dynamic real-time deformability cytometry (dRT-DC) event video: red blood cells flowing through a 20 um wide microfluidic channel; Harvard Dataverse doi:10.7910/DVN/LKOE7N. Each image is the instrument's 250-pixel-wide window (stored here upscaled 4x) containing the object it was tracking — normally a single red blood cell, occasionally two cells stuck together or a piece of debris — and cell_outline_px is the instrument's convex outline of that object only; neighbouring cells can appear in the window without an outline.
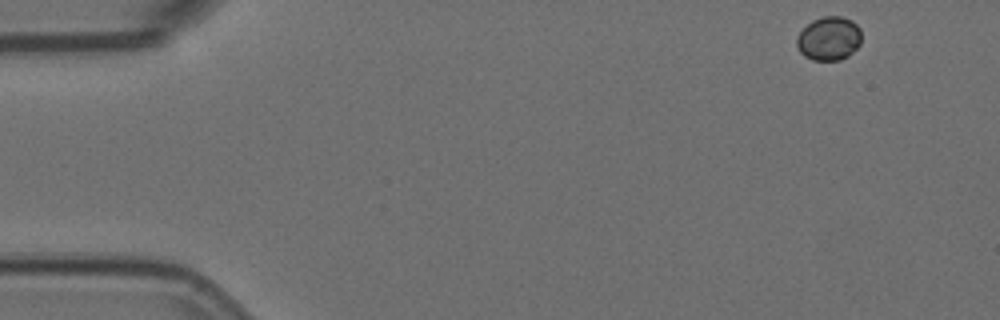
{"species": "Egyptian fruit bat (a non-hibernating species)", "species_latin": "Rousettus aegyptiacus", "temperature_condition": "room temperature", "stored_images_in_passage": 5, "camera_frame_rate_fps": 3000, "um_per_image_px": 0.085, "animal": {"sex": "female"}, "frame": {"image": 1, "passage_image": 1, "time_ms": 0.0, "image_size_px": [1000, 320], "cell_outline_px": [[860, 44], [848, 56], [840, 60], [812, 60], [804, 56], [800, 52], [796, 44], [796, 36], [812, 20], [824, 16], [840, 16], [852, 20], [860, 28]], "centroid_in_image_um": [70.45, 3.27], "position_along_channel_um": 14.6, "area_um2": 16.53}}